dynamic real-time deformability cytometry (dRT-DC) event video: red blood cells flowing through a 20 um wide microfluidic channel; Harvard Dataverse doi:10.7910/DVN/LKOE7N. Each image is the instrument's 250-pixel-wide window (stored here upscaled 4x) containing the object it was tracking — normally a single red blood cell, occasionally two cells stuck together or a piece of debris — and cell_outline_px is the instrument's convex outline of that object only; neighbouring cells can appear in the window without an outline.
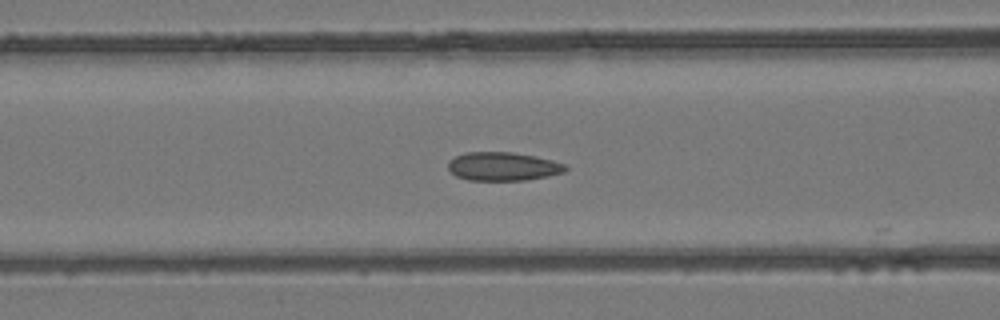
{"species": "common noctule bat (a hibernating species)", "species_latin": "Nyctalus noctula", "temperature_condition": "room temperature", "stored_images_in_passage": 28, "camera_frame_rate_fps": 3000, "um_per_image_px": 0.085, "animal": {"sex": "female", "body_mass_g": 24.6, "forearm_length_mm": 56.2}, "frame": {"image": 1, "passage_image": 3, "time_ms": 0.667, "image_size_px": [1000, 320], "cell_outline_px": [[568, 168], [564, 172], [548, 176], [524, 180], [468, 180], [456, 176], [448, 168], [448, 164], [456, 156], [464, 152], [512, 152], [552, 160], [564, 164]], "centroid_in_image_um": [42.75, 14.15], "position_along_channel_um": 123.9, "area_um2": 19.31}}
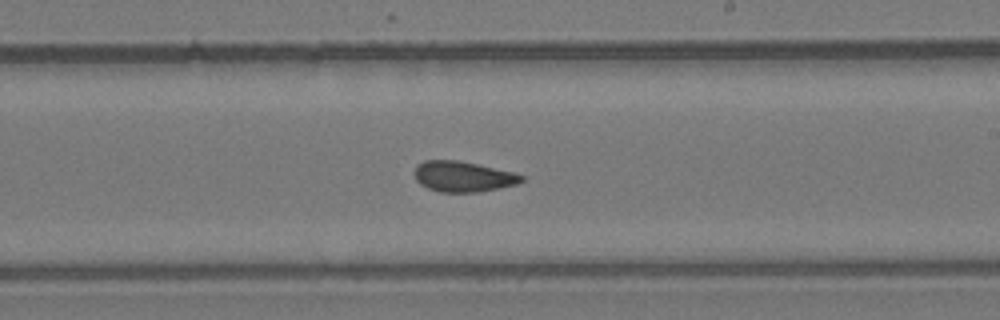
{"frame": {"image": 2, "passage_image": 12, "time_ms": 3.667, "image_size_px": [1000, 320], "cell_outline_px": [[524, 180], [516, 184], [476, 192], [440, 192], [428, 188], [420, 184], [416, 180], [416, 164], [424, 160], [460, 160], [512, 172], [524, 176]], "centroid_in_image_um": [39.33, 14.99], "position_along_channel_um": 249.7, "area_um2": 18.84}}
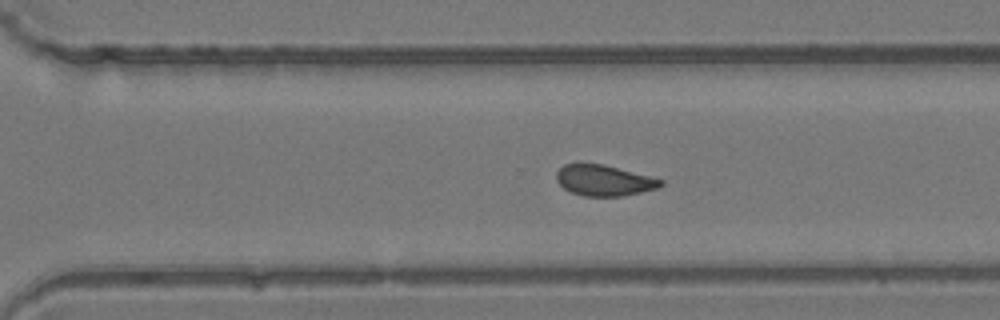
{"frame": {"image": 3, "passage_image": 17, "time_ms": 5.333, "image_size_px": [1000, 320], "cell_outline_px": [[664, 184], [656, 188], [640, 192], [620, 196], [584, 196], [572, 192], [564, 188], [556, 180], [556, 172], [564, 164], [604, 164], [664, 180]], "centroid_in_image_um": [51.33, 15.33], "position_along_channel_um": 319.3, "area_um2": 18.5}, "authors_computed_cell_mechanics": {"area_um2": 18.6694, "velocity_mm_per_s": 4.1832, "shape_relaxation_time_tau1_ms": null, "shape_relaxation_time_tau2_ms": 0.6913, "deformation_change_tau1": null, "deformation_change_tau2": 0.0214}}